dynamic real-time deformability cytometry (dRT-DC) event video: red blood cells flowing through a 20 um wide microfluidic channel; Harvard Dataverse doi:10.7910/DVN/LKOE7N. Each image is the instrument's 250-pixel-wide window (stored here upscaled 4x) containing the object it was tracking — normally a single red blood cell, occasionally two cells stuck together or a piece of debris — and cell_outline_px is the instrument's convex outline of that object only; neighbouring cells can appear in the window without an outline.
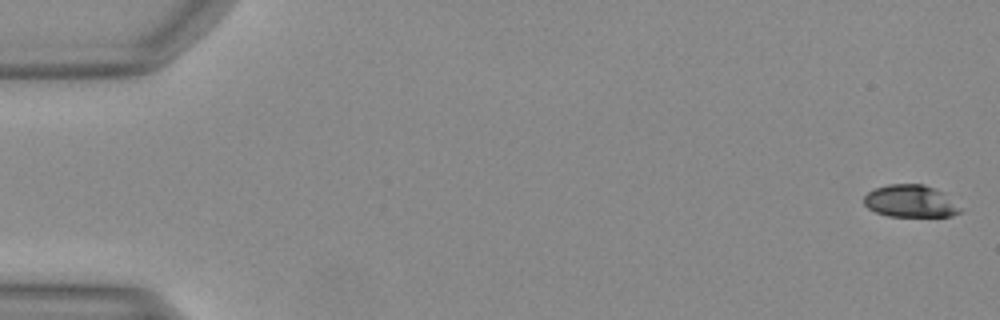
{"species": "Egyptian fruit bat (a non-hibernating species)", "species_latin": "Rousettus aegyptiacus", "temperature_condition": "warm", "stored_images_in_passage": 15, "camera_frame_rate_fps": 3000, "um_per_image_px": 0.085, "animal": {"sex": "female"}, "frame": {"image": 1, "passage_image": 1, "time_ms": 0.0, "image_size_px": [1000, 320], "cell_outline_px": [[964, 208], [960, 212], [952, 216], [888, 216], [876, 212], [868, 208], [864, 204], [864, 196], [868, 192], [876, 188], [888, 184], [924, 184], [944, 192]], "centroid_in_image_um": [77.44, 17.1], "position_along_channel_um": 7.6, "area_um2": 18.32}}
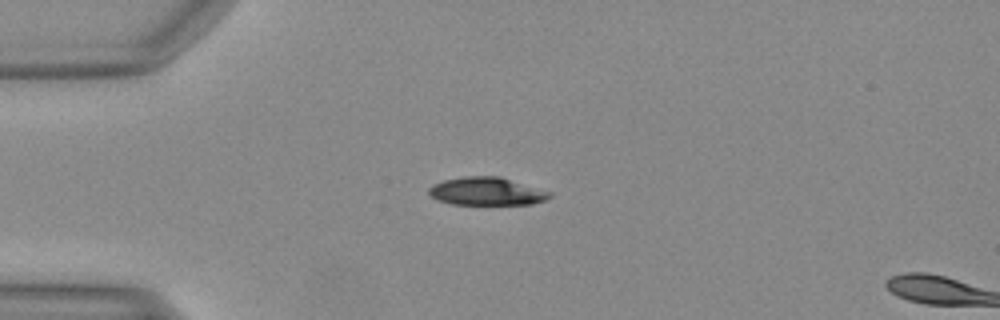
{"frame": {"image": 2, "passage_image": 13, "time_ms": 4.0, "image_size_px": [1000, 320], "cell_outline_px": [[552, 196], [544, 200], [532, 204], [452, 204], [440, 200], [432, 196], [428, 192], [428, 188], [432, 184], [444, 180], [464, 176], [500, 176], [552, 192]], "centroid_in_image_um": [41.38, 16.25], "position_along_channel_um": 43.6, "area_um2": 19.65}}